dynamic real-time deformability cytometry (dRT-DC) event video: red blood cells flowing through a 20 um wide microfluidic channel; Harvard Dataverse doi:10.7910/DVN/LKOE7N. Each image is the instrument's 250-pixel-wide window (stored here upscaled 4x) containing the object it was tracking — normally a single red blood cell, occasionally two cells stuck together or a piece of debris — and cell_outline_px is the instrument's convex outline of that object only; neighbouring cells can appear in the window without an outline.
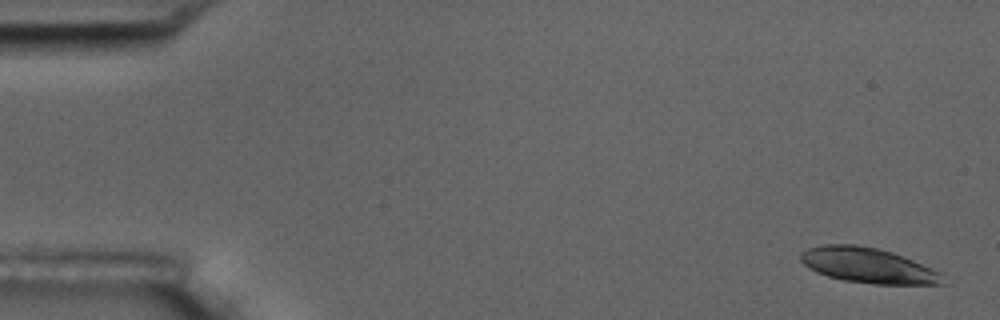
{"species": "common noctule bat (a hibernating species)", "species_latin": "Nyctalus noctula", "temperature_condition": "room temperature", "stored_images_in_passage": 15, "camera_frame_rate_fps": 3000, "um_per_image_px": 0.085, "animal": {"sex": "male", "body_mass_g": 17.5, "forearm_length_mm": 52.3}, "frame": {"image": 1, "passage_image": 1, "time_ms": 0.0, "image_size_px": [1000, 320], "cell_outline_px": [[944, 284], [872, 284], [844, 280], [828, 276], [816, 272], [804, 264], [800, 260], [800, 252], [808, 248], [824, 244], [856, 244], [876, 248], [892, 252], [932, 268], [940, 272]], "centroid_in_image_um": [73.74, 22.55], "position_along_channel_um": 11.3, "area_um2": 28.96}}
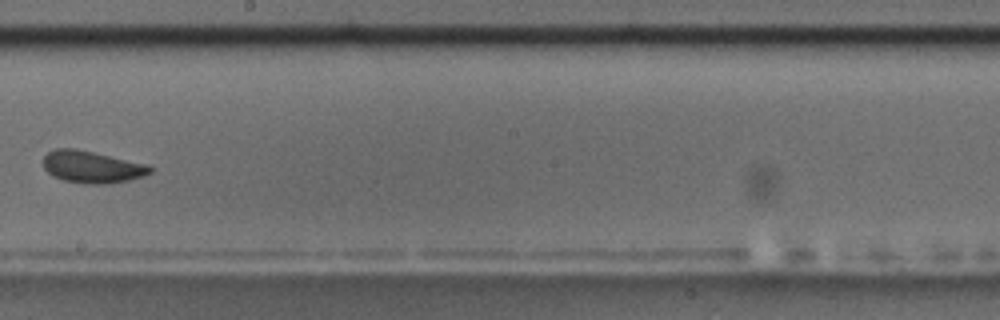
{"frame": {"image": 2, "passage_image": 9, "time_ms": 10.333, "image_size_px": [1000, 320], "cell_outline_px": [[152, 172], [144, 176], [128, 180], [108, 184], [88, 184], [64, 180], [52, 176], [44, 168], [44, 156], [48, 152], [56, 148], [76, 148], [148, 164], [152, 168]], "centroid_in_image_um": [7.83, 14.18], "position_along_channel_um": 240.4, "area_um2": 20.0}, "authors_computed_cell_mechanics": {"area_um2": 19.5364, "velocity_mm_per_s": 3.5484, "shape_relaxation_time_tau1_ms": 3.6193, "shape_relaxation_time_tau2_ms": null, "deformation_change_tau1": 0.0633, "deformation_change_tau2": null}}